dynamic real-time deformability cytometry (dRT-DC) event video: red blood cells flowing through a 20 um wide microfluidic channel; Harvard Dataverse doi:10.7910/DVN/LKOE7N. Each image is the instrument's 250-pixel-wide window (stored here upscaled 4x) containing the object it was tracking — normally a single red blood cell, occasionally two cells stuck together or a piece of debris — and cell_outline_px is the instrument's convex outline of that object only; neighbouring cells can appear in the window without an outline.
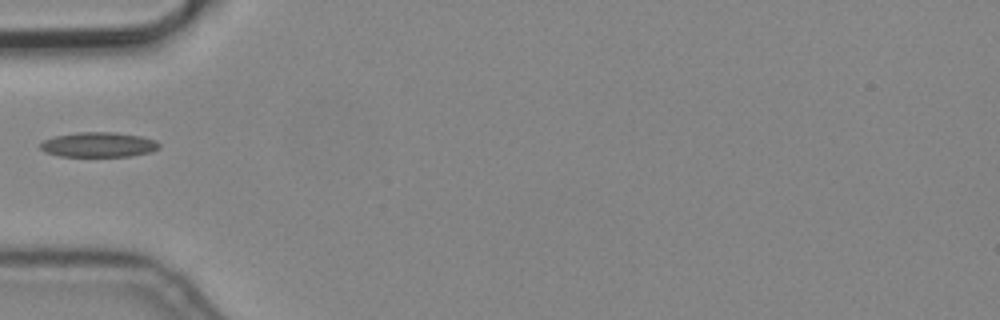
{"species": "common noctule bat (a hibernating species)", "species_latin": "Nyctalus noctula", "temperature_condition": "cold", "stored_images_in_passage": 6, "camera_frame_rate_fps": 3000, "um_per_image_px": 0.085, "animal": {"sex": "male", "body_mass_g": 19.2, "forearm_length_mm": 51.8}, "frame": {"image": 1, "passage_image": 5, "time_ms": 1.333, "image_size_px": [1000, 320], "cell_outline_px": [[160, 148], [152, 152], [132, 156], [60, 156], [44, 152], [40, 148], [40, 144], [44, 140], [56, 136], [76, 132], [116, 132], [140, 136], [156, 140], [160, 144]], "centroid_in_image_um": [8.41, 12.3], "position_along_channel_um": 76.6, "area_um2": 17.34}}
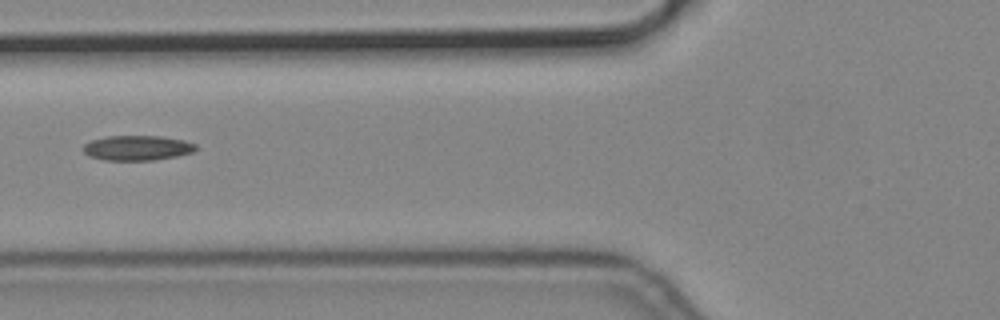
{"frame": {"image": 2, "passage_image": 6, "time_ms": 1.667, "image_size_px": [1000, 320], "cell_outline_px": [[196, 148], [192, 152], [176, 156], [152, 160], [104, 160], [88, 156], [84, 152], [84, 144], [92, 140], [108, 136], [160, 136], [184, 140], [196, 144]], "centroid_in_image_um": [11.65, 12.57], "position_along_channel_um": 114.1, "area_um2": 16.24}}